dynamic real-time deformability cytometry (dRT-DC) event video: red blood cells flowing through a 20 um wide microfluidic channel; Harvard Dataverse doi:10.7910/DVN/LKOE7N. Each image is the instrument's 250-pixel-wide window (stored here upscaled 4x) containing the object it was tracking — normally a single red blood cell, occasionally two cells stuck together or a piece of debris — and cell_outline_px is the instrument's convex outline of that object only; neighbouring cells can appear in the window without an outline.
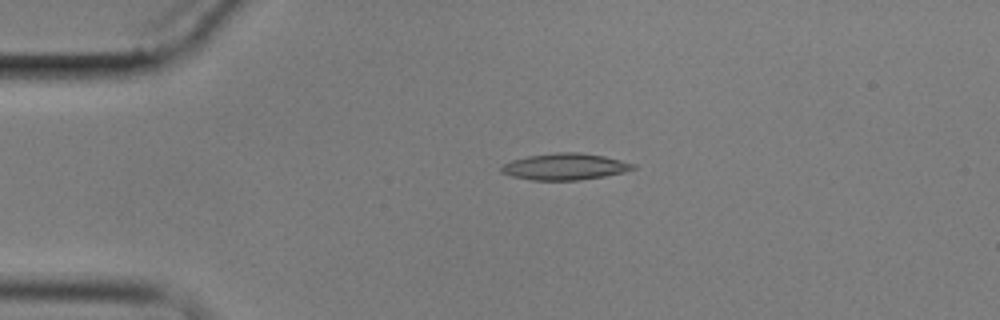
{"species": "common noctule bat (a hibernating species)", "species_latin": "Nyctalus noctula", "temperature_condition": "cold", "stored_images_in_passage": 5, "camera_frame_rate_fps": 3000, "um_per_image_px": 0.085, "animal": {"sex": "male", "body_mass_g": 17.9}, "frame": {"image": 1, "passage_image": 4, "time_ms": 3.667, "image_size_px": [1000, 320], "cell_outline_px": [[636, 168], [624, 172], [604, 176], [580, 180], [532, 180], [512, 176], [500, 172], [500, 168], [504, 164], [512, 160], [528, 156], [560, 152], [576, 152], [604, 156], [636, 164]], "centroid_in_image_um": [48.03, 14.17], "position_along_channel_um": 37.0, "area_um2": 20.23}}